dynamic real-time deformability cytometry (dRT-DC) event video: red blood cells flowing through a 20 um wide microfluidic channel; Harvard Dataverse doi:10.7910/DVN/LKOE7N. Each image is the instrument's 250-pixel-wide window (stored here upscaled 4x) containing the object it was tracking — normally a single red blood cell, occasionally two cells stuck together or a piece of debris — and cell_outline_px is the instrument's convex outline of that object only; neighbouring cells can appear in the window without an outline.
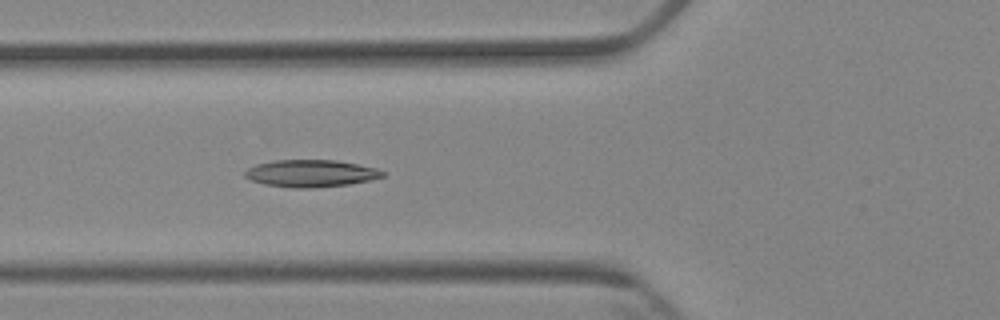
{"species": "Egyptian fruit bat (a non-hibernating species)", "species_latin": "Rousettus aegyptiacus", "temperature_condition": "cold", "stored_images_in_passage": 6, "camera_frame_rate_fps": 3000, "um_per_image_px": 0.085, "animal": {"sex": "female"}, "frame": {"image": 1, "passage_image": 6, "time_ms": 5.667, "image_size_px": [1000, 320], "cell_outline_px": [[384, 176], [368, 180], [348, 184], [312, 188], [292, 188], [264, 184], [252, 180], [244, 176], [244, 172], [248, 168], [256, 164], [276, 160], [336, 160], [376, 168], [384, 172]], "centroid_in_image_um": [26.39, 14.73], "position_along_channel_um": 99.4, "area_um2": 21.62}}